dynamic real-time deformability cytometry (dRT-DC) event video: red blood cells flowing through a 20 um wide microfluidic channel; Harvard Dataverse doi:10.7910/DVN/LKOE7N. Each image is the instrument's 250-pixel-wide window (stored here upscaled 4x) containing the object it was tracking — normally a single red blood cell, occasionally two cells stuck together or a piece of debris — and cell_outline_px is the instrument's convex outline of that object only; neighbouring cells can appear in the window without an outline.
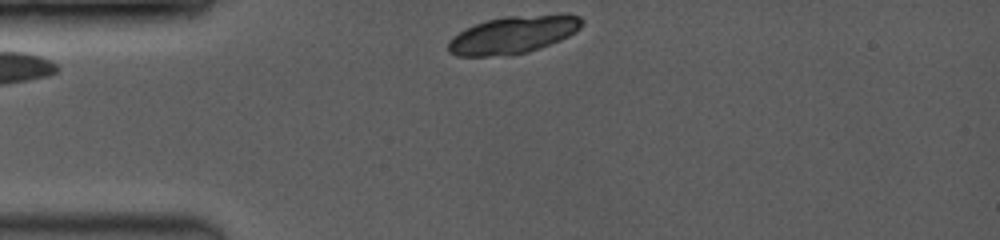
{"species": "common noctule bat (a hibernating species)", "species_latin": "Nyctalus noctula", "temperature_condition": "room temperature", "stored_images_in_passage": 2, "segment_of_instrument_passage": [2, 2], "camera_frame_rate_fps": 3500, "um_per_image_px": 0.085, "animal": {"sex": "female", "body_mass_g": 19.0, "forearm_length_mm": 53.3}, "frame": {"image": 1, "passage_image": 2, "time_ms": 0.857, "image_size_px": [1000, 240], "cell_outline_px": [[584, 20], [580, 28], [568, 36], [560, 40], [528, 52], [484, 56], [456, 56], [448, 52], [448, 40], [452, 36], [476, 24], [488, 20], [504, 16], [560, 12], [568, 12], [580, 16]], "centroid_in_image_um": [43.68, 2.9], "position_along_channel_um": 41.3, "area_um2": 29.54}}